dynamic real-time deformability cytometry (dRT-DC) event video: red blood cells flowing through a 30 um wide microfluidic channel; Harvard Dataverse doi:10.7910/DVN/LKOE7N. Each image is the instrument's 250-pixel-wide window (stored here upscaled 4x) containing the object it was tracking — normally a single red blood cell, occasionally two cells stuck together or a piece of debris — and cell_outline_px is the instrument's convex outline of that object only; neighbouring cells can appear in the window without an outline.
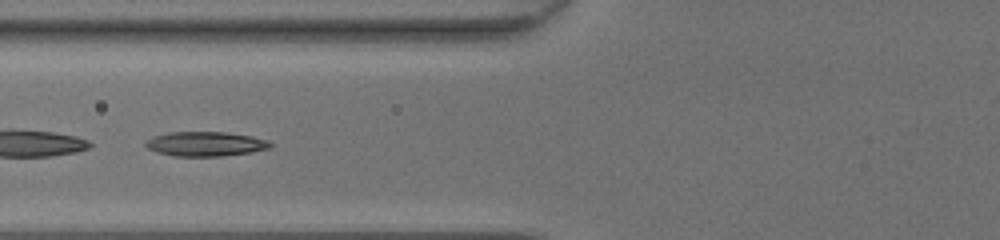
{"species": "common noctule bat (a hibernating species)", "species_latin": "Nyctalus noctula", "temperature_condition": "room temperature", "stored_images_in_passage": 42, "segment_of_instrument_passage": [2, 2], "camera_frame_rate_fps": 3000, "um_per_image_px": 0.085, "animal": {"sex": "female", "body_mass_g": 20.0, "forearm_length_mm": 54.0}, "frame": {"image": 1, "passage_image": 16, "time_ms": 5.0, "image_size_px": [1000, 240], "cell_outline_px": [[264, 144], [260, 148], [240, 152], [168, 152], [160, 148], [168, 136], [188, 132], [208, 132], [240, 136], [256, 140]], "centroid_in_image_um": [17.75, 12.16], "position_along_channel_um": 108.0, "area_um2": 11.85}}
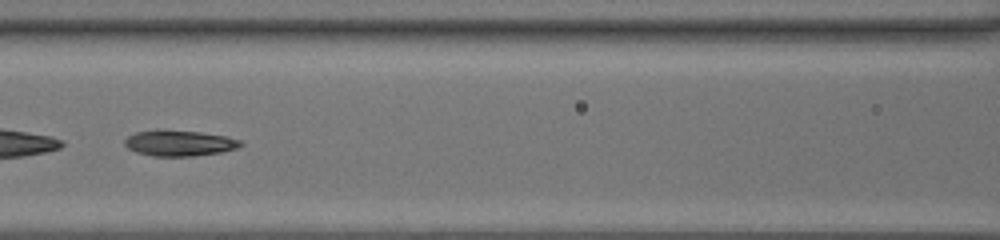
{"frame": {"image": 2, "passage_image": 19, "time_ms": 6.0, "image_size_px": [1000, 240], "cell_outline_px": [[236, 144], [228, 148], [212, 152], [148, 152], [136, 148], [128, 144], [128, 140], [136, 136], [148, 132], [188, 132], [216, 136], [228, 140]], "centroid_in_image_um": [15.21, 12.11], "position_along_channel_um": 151.4, "area_um2": 12.48}}
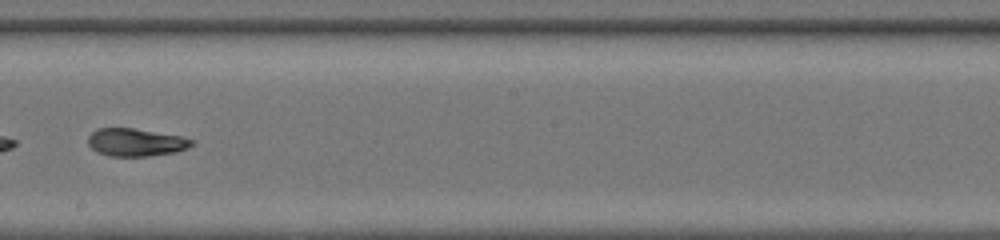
{"frame": {"image": 3, "passage_image": 25, "time_ms": 8.0, "image_size_px": [1000, 240], "cell_outline_px": [[188, 144], [180, 148], [164, 152], [132, 156], [108, 152], [96, 148], [92, 144], [92, 136], [96, 132], [108, 128], [124, 128], [168, 136], [188, 140]], "centroid_in_image_um": [11.45, 12.07], "position_along_channel_um": 236.7, "area_um2": 13.47}}